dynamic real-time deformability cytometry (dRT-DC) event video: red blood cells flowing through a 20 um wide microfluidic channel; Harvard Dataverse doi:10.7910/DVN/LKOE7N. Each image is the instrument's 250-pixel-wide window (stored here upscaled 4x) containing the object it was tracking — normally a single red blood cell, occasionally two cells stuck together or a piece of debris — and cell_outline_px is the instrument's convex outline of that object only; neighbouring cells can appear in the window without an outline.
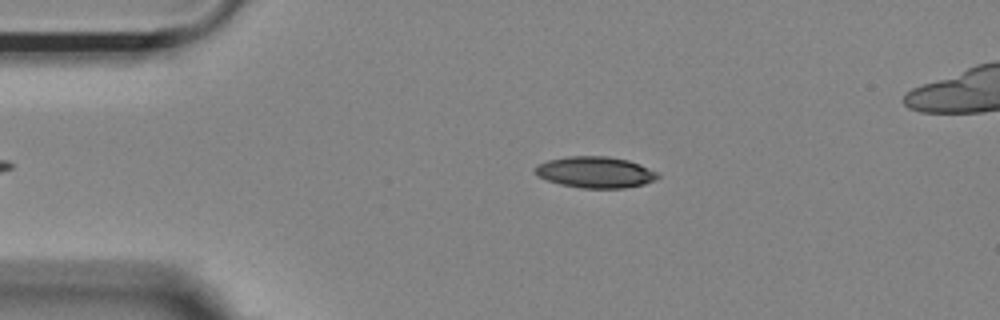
{"species": "Egyptian fruit bat (a non-hibernating species)", "species_latin": "Rousettus aegyptiacus", "temperature_condition": "room temperature", "stored_images_in_passage": 44, "camera_frame_rate_fps": 3000, "um_per_image_px": 0.085, "animal": {"sex": "female"}, "frame": {"image": 1, "passage_image": 7, "time_ms": 2.0, "image_size_px": [1000, 320], "cell_outline_px": [[660, 176], [656, 180], [644, 184], [624, 188], [580, 188], [560, 184], [536, 176], [536, 164], [548, 160], [568, 156], [608, 156], [628, 160], [640, 164], [660, 172]], "centroid_in_image_um": [50.64, 14.64], "position_along_channel_um": 34.4, "area_um2": 22.54}}
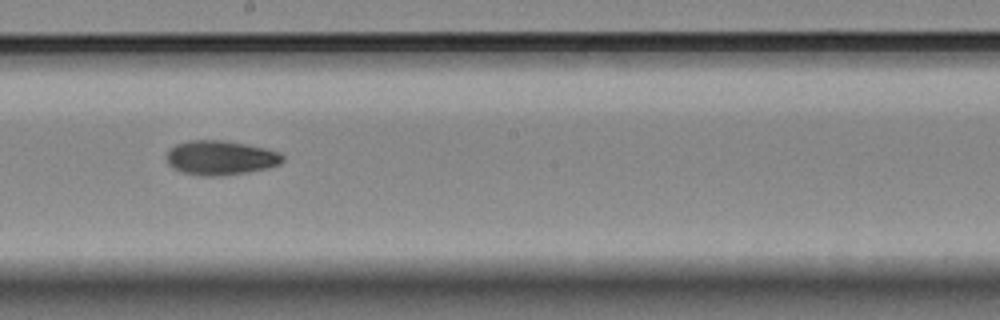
{"frame": {"image": 2, "passage_image": 26, "time_ms": 8.333, "image_size_px": [1000, 320], "cell_outline_px": [[284, 160], [280, 164], [268, 168], [220, 176], [200, 176], [180, 172], [172, 168], [168, 164], [168, 152], [176, 144], [188, 140], [224, 140], [264, 148], [280, 152], [284, 156]], "centroid_in_image_um": [18.74, 13.41], "position_along_channel_um": 229.5, "area_um2": 23.24}}
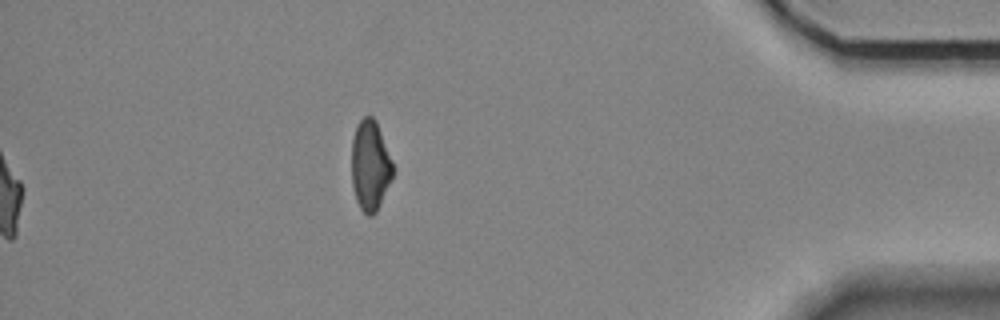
{"frame": {"image": 3, "passage_image": 44, "time_ms": 14.333, "image_size_px": [1000, 320], "cell_outline_px": [[396, 168], [380, 204], [376, 212], [372, 216], [368, 216], [360, 208], [356, 200], [352, 184], [352, 140], [356, 124], [364, 116], [372, 116], [376, 120]], "centroid_in_image_um": [31.48, 14.05], "position_along_channel_um": 403.7, "area_um2": 21.96}, "authors_computed_cell_mechanics": {"area_um2": 22.5131, "velocity_mm_per_s": 3.6428, "shape_relaxation_time_tau1_ms": 7.3023, "shape_relaxation_time_tau2_ms": null, "deformation_change_tau1": 0.1904, "deformation_change_tau2": null}}